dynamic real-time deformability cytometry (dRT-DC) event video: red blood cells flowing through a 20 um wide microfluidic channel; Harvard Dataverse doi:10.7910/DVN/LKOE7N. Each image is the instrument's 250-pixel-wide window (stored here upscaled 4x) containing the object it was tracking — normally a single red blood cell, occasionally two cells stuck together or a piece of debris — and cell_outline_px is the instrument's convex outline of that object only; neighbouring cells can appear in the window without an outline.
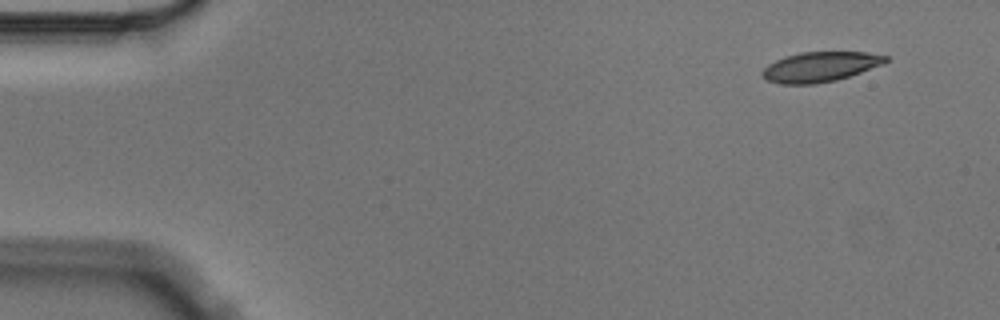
{"species": "Egyptian fruit bat (a non-hibernating species)", "species_latin": "Rousettus aegyptiacus", "temperature_condition": "cold", "stored_images_in_passage": 3, "camera_frame_rate_fps": 3000, "um_per_image_px": 0.085, "animal": {"sex": "male"}, "frame": {"image": 1, "passage_image": 1, "time_ms": 0.0, "image_size_px": [1000, 320], "cell_outline_px": [[888, 60], [884, 64], [836, 80], [816, 84], [780, 84], [764, 80], [760, 76], [760, 72], [768, 64], [784, 56], [800, 52], [868, 52], [888, 56]], "centroid_in_image_um": [69.66, 5.68], "position_along_channel_um": 15.3, "area_um2": 21.73}}